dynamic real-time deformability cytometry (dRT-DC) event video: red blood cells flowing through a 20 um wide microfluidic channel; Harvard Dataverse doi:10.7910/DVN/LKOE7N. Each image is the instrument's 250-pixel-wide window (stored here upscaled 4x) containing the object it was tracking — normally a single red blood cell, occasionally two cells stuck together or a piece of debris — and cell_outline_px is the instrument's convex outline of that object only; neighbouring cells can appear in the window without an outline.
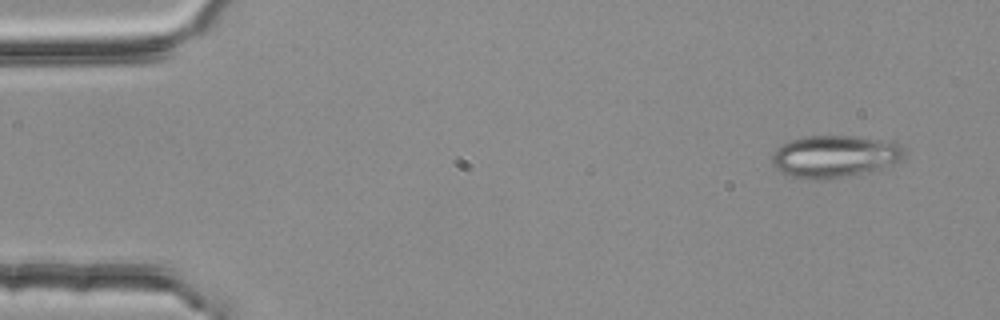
{"species": "common noctule bat (a hibernating species)", "species_latin": "Nyctalus noctula", "temperature_condition": "room temperature", "stored_images_in_passage": 3, "camera_frame_rate_fps": 3000, "um_per_image_px": 0.085, "animal": {"sex": "female", "body_mass_g": 25.1}, "frame": {"image": 1, "passage_image": 1, "time_ms": 0.0, "image_size_px": [1000, 320], "cell_outline_px": [[904, 156], [900, 160], [880, 168], [844, 176], [824, 180], [812, 180], [792, 176], [780, 172], [772, 168], [772, 156], [776, 148], [780, 144], [788, 140], [804, 136], [856, 136], [896, 144], [904, 152]], "centroid_in_image_um": [70.8, 13.29], "position_along_channel_um": 14.2, "area_um2": 32.08}}